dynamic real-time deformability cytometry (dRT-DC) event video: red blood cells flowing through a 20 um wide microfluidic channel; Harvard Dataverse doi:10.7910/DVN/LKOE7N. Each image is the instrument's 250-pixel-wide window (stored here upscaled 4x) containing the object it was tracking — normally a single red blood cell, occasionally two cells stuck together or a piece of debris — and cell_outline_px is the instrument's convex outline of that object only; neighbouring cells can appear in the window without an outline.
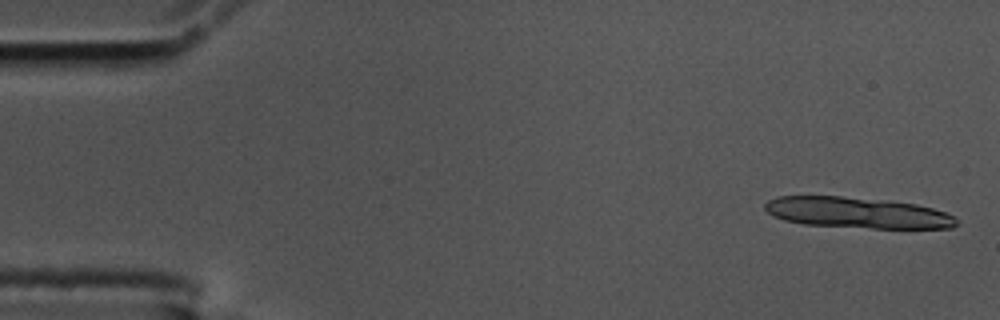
{"species": "common noctule bat (a hibernating species)", "species_latin": "Nyctalus noctula", "temperature_condition": "cold", "stored_images_in_passage": 12, "camera_frame_rate_fps": 3000, "um_per_image_px": 0.085, "animal": {"sex": "male", "body_mass_g": 17.5, "forearm_length_mm": 52.3}, "frame": {"image": 1, "passage_image": 2, "time_ms": 0.333, "image_size_px": [1000, 320], "cell_outline_px": [[960, 220], [952, 228], [872, 228], [804, 224], [784, 220], [772, 216], [764, 208], [764, 204], [768, 200], [776, 196], [840, 196], [884, 200], [916, 204], [932, 208], [956, 216]], "centroid_in_image_um": [72.87, 18.08], "position_along_channel_um": 12.1, "area_um2": 34.56}}